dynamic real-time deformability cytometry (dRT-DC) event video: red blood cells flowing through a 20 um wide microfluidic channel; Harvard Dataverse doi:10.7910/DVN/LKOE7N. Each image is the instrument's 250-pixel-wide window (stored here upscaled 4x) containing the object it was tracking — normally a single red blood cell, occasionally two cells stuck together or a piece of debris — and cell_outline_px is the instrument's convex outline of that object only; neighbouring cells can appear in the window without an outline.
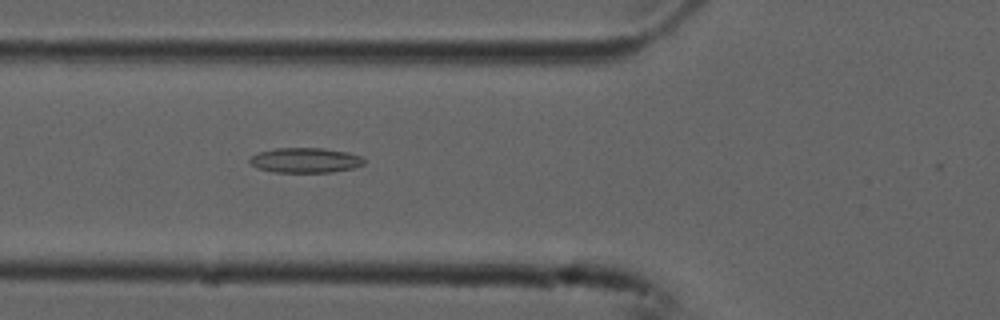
{"species": "common noctule bat (a hibernating species)", "species_latin": "Nyctalus noctula", "temperature_condition": "cold", "stored_images_in_passage": 6, "camera_frame_rate_fps": 3000, "um_per_image_px": 0.085, "animal": {"sex": "male", "forearm_length_mm": 52.5}, "frame": {"image": 1, "passage_image": 6, "time_ms": 1.667, "image_size_px": [1000, 320], "cell_outline_px": [[364, 164], [352, 168], [332, 172], [272, 172], [256, 168], [248, 160], [252, 156], [260, 152], [276, 148], [324, 148], [348, 152], [360, 156], [364, 160]], "centroid_in_image_um": [25.94, 13.62], "position_along_channel_um": 99.9, "area_um2": 16.59}}